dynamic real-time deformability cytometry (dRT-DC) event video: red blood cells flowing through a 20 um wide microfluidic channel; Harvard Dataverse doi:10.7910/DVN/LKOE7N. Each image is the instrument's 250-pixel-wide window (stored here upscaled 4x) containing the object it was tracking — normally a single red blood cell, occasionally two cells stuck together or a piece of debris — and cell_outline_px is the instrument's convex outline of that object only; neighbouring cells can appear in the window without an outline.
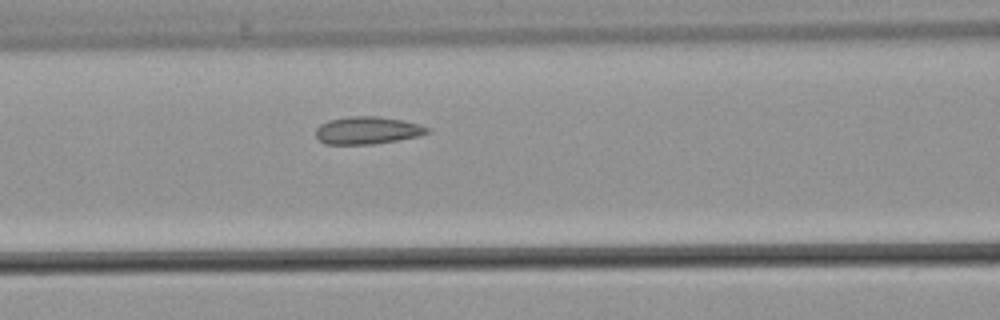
{"species": "common noctule bat (a hibernating species)", "species_latin": "Nyctalus noctula", "temperature_condition": "warm", "stored_images_in_passage": 3, "camera_frame_rate_fps": 3000, "um_per_image_px": 0.085, "animal": {"sex": "male", "body_mass_g": 21.5, "forearm_length_mm": 52.0}, "frame": {"image": 1, "passage_image": 3, "time_ms": 2.667, "image_size_px": [1000, 320], "cell_outline_px": [[432, 132], [420, 136], [372, 144], [324, 144], [316, 136], [316, 128], [320, 124], [328, 120], [348, 116], [380, 116], [420, 124], [428, 128]], "centroid_in_image_um": [31.23, 11.07], "position_along_channel_um": 135.4, "area_um2": 17.92}}